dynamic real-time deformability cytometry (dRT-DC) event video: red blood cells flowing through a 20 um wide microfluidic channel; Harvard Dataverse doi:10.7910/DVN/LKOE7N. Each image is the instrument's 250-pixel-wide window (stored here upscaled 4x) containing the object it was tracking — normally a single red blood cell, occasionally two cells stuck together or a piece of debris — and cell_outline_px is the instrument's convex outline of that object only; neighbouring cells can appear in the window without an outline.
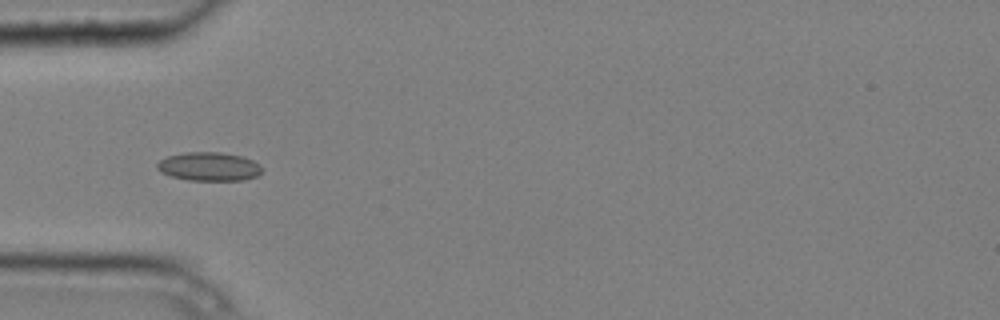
{"species": "common noctule bat (a hibernating species)", "species_latin": "Nyctalus noctula", "temperature_condition": "cold", "stored_images_in_passage": 3, "camera_frame_rate_fps": 3000, "um_per_image_px": 0.085, "animal": {"sex": "male", "body_mass_g": 20.4}, "frame": {"image": 1, "passage_image": 1, "time_ms": 0.0, "image_size_px": [1000, 320], "cell_outline_px": [[264, 168], [256, 176], [244, 180], [188, 180], [172, 176], [160, 172], [156, 168], [156, 164], [160, 160], [168, 156], [184, 152], [220, 152], [240, 156], [252, 160], [260, 164]], "centroid_in_image_um": [17.76, 14.15], "position_along_channel_um": 67.2, "area_um2": 17.51}}
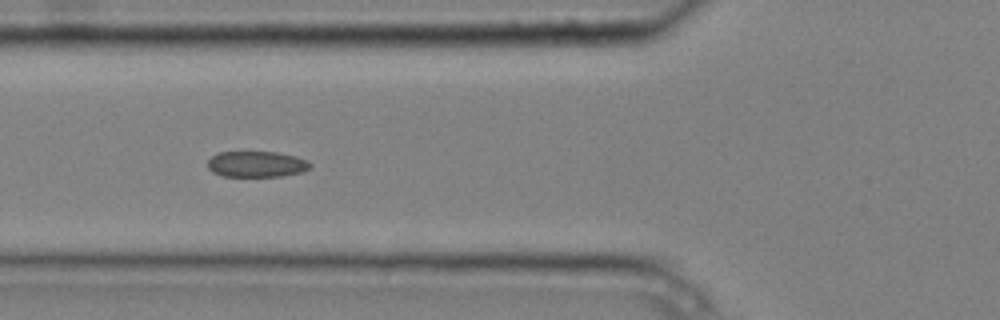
{"frame": {"image": 2, "passage_image": 2, "time_ms": 0.333, "image_size_px": [1000, 320], "cell_outline_px": [[312, 168], [300, 172], [280, 176], [220, 176], [212, 172], [208, 168], [208, 160], [216, 152], [276, 152], [296, 156], [308, 160], [312, 164]], "centroid_in_image_um": [21.81, 13.95], "position_along_channel_um": 104.0, "area_um2": 15.61}}
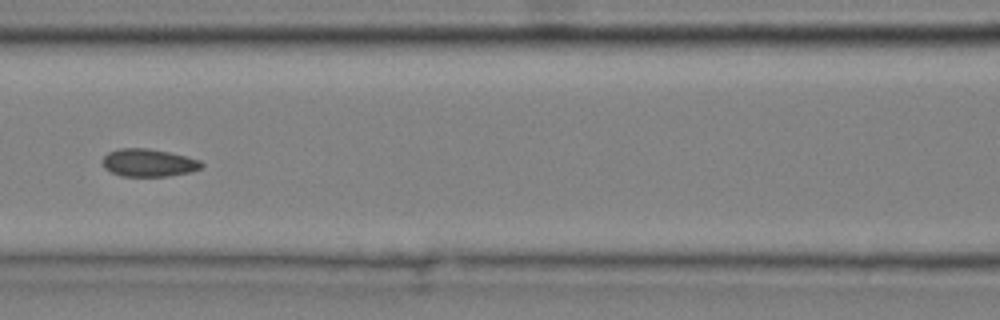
{"frame": {"image": 3, "passage_image": 3, "time_ms": 0.667, "image_size_px": [1000, 320], "cell_outline_px": [[204, 164], [200, 168], [192, 172], [168, 176], [120, 176], [104, 168], [104, 156], [108, 152], [120, 148], [148, 148], [168, 152], [200, 160]], "centroid_in_image_um": [12.64, 13.84], "position_along_channel_um": 154.0, "area_um2": 15.9}}